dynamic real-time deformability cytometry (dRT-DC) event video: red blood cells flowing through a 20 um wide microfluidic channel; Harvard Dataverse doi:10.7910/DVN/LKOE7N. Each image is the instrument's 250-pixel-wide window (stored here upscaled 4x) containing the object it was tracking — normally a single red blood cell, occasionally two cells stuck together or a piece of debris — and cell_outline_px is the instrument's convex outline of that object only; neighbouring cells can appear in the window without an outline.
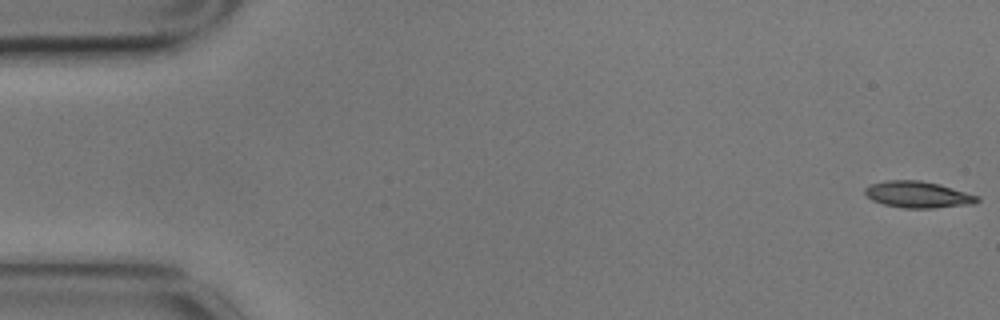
{"species": "common noctule bat (a hibernating species)", "species_latin": "Nyctalus noctula", "temperature_condition": "cold", "stored_images_in_passage": 6, "camera_frame_rate_fps": 3000, "um_per_image_px": 0.085, "animal": {"sex": "male", "body_mass_g": 17.9}, "frame": {"image": 1, "passage_image": 1, "time_ms": 0.0, "image_size_px": [1000, 320], "cell_outline_px": [[980, 200], [972, 204], [932, 208], [900, 208], [884, 204], [872, 200], [864, 192], [864, 188], [872, 184], [884, 180], [920, 180], [940, 184], [980, 196]], "centroid_in_image_um": [78.03, 16.53], "position_along_channel_um": 7.0, "area_um2": 17.4}}